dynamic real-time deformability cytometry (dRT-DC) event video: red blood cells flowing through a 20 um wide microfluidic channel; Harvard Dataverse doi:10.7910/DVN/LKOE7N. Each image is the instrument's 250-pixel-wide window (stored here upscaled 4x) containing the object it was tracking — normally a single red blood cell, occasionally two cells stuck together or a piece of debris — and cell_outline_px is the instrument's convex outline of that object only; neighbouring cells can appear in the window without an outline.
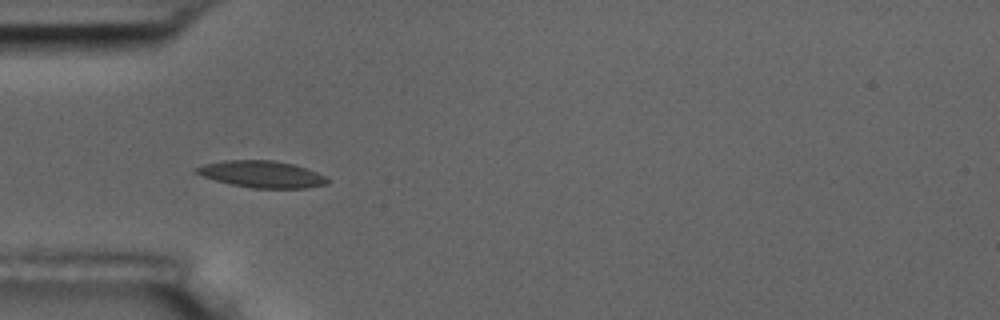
{"species": "common noctule bat (a hibernating species)", "species_latin": "Nyctalus noctula", "temperature_condition": "room temperature", "stored_images_in_passage": 6, "camera_frame_rate_fps": 3000, "um_per_image_px": 0.085, "animal": {"sex": "male", "body_mass_g": 17.5, "forearm_length_mm": 52.3}, "frame": {"image": 1, "passage_image": 6, "time_ms": 5.667, "image_size_px": [1000, 320], "cell_outline_px": [[332, 180], [328, 184], [304, 188], [252, 188], [232, 184], [216, 180], [192, 172], [192, 168], [204, 164], [224, 160], [272, 160], [292, 164], [316, 172]], "centroid_in_image_um": [22.23, 14.8], "position_along_channel_um": 62.8, "area_um2": 20.4}}